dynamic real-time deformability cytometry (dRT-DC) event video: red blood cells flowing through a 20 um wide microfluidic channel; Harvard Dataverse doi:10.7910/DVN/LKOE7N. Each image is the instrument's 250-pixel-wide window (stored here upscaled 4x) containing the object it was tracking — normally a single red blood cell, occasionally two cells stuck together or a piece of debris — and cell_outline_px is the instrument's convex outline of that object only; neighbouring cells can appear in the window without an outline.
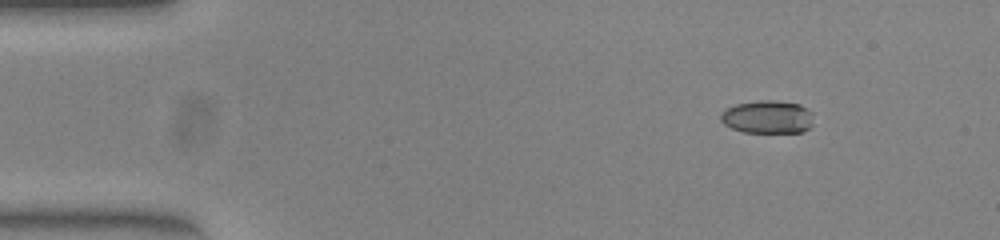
{"species": "common noctule bat (a hibernating species)", "species_latin": "Nyctalus noctula", "temperature_condition": "warm", "stored_images_in_passage": 14, "camera_frame_rate_fps": 3000, "um_per_image_px": 0.085, "animal": {"sex": "female", "body_mass_g": 23.0, "forearm_length_mm": 53.4}, "frame": {"image": 1, "passage_image": 1, "time_ms": 0.0, "image_size_px": [1000, 240], "cell_outline_px": [[812, 124], [804, 132], [744, 132], [732, 128], [724, 124], [720, 120], [720, 112], [736, 104], [760, 100], [772, 100], [800, 104], [812, 112]], "centroid_in_image_um": [65.24, 9.94], "position_along_channel_um": 19.8, "area_um2": 17.86}}
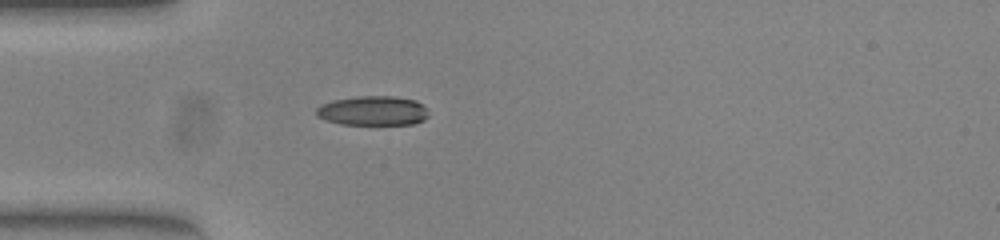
{"frame": {"image": 2, "passage_image": 10, "time_ms": 3.0, "image_size_px": [1000, 240], "cell_outline_px": [[428, 116], [424, 120], [412, 124], [340, 124], [324, 120], [316, 116], [316, 108], [320, 104], [332, 100], [356, 96], [392, 96], [416, 100], [428, 108]], "centroid_in_image_um": [31.68, 9.41], "position_along_channel_um": 53.3, "area_um2": 19.54}}
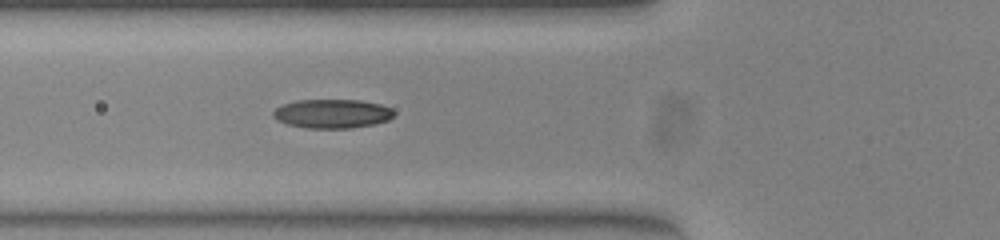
{"frame": {"image": 3, "passage_image": 14, "time_ms": 4.333, "image_size_px": [1000, 240], "cell_outline_px": [[392, 116], [388, 120], [372, 124], [352, 128], [308, 128], [288, 124], [276, 120], [272, 116], [272, 112], [276, 108], [284, 104], [296, 100], [360, 100], [380, 104], [392, 108]], "centroid_in_image_um": [28.2, 9.66], "position_along_channel_um": 97.6, "area_um2": 20.29}}